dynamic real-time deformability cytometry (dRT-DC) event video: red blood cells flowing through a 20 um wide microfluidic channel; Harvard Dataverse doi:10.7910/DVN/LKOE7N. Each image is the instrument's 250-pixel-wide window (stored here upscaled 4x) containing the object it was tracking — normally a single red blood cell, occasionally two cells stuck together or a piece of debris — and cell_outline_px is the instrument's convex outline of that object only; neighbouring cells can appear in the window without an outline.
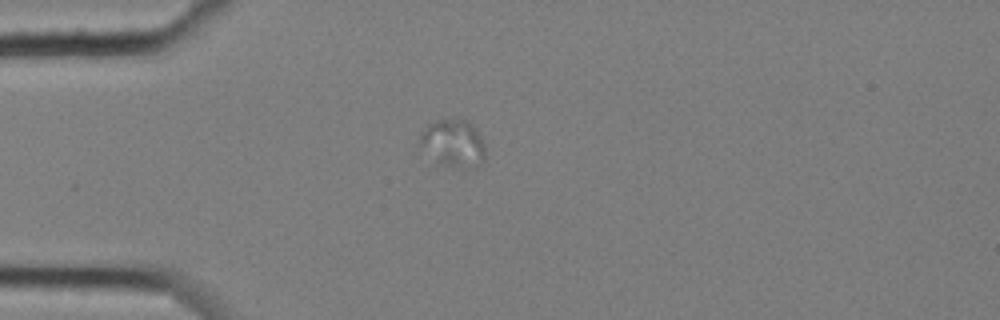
{"species": "common noctule bat (a hibernating species)", "species_latin": "Nyctalus noctula", "temperature_condition": "cold", "stored_images_in_passage": 8, "camera_frame_rate_fps": 3000, "um_per_image_px": 0.085, "animal": {"sex": "female", "body_mass_g": 25.1}, "frame": {"image": 1, "passage_image": 4, "time_ms": 1.0, "image_size_px": [1000, 320], "cell_outline_px": [[484, 156], [480, 164], [476, 168], [464, 168], [444, 164], [420, 144], [420, 132], [428, 124], [440, 120], [468, 120], [476, 128], [484, 144]], "centroid_in_image_um": [38.58, 12.15], "position_along_channel_um": 46.4, "area_um2": 17.4}}